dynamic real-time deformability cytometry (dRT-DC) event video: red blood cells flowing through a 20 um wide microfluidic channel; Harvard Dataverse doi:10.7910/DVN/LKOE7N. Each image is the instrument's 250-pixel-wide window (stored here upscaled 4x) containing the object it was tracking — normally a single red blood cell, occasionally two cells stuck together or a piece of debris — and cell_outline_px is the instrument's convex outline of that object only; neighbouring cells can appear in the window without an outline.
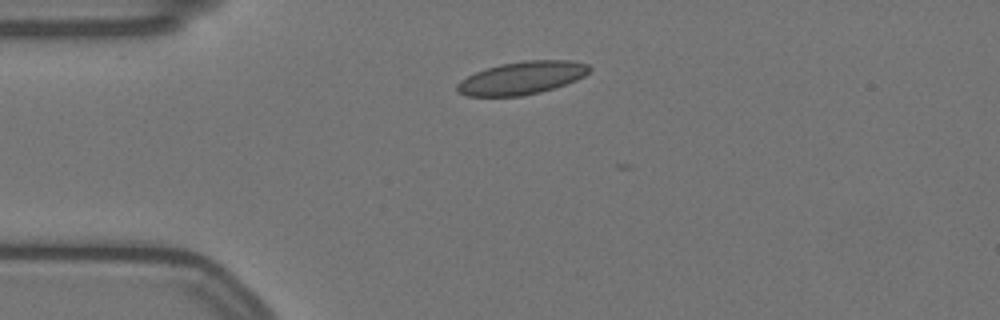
{"species": "Egyptian fruit bat (a non-hibernating species)", "species_latin": "Rousettus aegyptiacus", "temperature_condition": "warm", "stored_images_in_passage": 3, "camera_frame_rate_fps": 3000, "um_per_image_px": 0.085, "animal": {"sex": "female"}, "frame": {"image": 1, "passage_image": 1, "time_ms": 0.0, "image_size_px": [1000, 320], "cell_outline_px": [[592, 68], [584, 76], [576, 80], [540, 92], [520, 96], [468, 96], [456, 92], [456, 84], [460, 80], [476, 72], [500, 64], [524, 60], [572, 60], [588, 64]], "centroid_in_image_um": [44.35, 6.62], "position_along_channel_um": 40.7, "area_um2": 25.26}}